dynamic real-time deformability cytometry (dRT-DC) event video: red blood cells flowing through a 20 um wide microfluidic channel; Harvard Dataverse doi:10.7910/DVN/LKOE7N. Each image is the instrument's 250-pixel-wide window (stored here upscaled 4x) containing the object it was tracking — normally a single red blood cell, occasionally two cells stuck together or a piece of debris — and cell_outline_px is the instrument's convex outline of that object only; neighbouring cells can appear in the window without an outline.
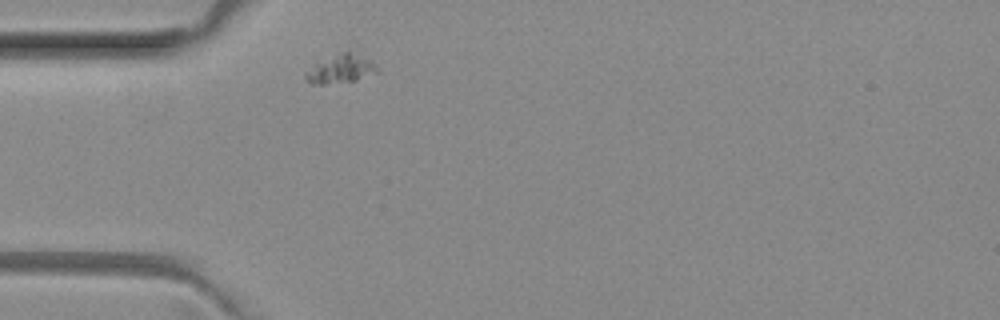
{"species": "common noctule bat (a hibernating species)", "species_latin": "Nyctalus noctula", "temperature_condition": "room temperature", "stored_images_in_passage": 1, "camera_frame_rate_fps": 3000, "um_per_image_px": 0.085, "animal": {"sex": "female", "body_mass_g": 29.2, "forearm_length_mm": 56.3}, "frame": {"image": 1, "passage_image": 1, "time_ms": 0.0, "image_size_px": [1000, 320], "cell_outline_px": [[380, 72], [356, 80], [324, 84], [312, 84], [304, 76], [304, 72], [312, 64], [348, 48], [372, 64]], "centroid_in_image_um": [28.89, 5.84], "position_along_channel_um": 56.1, "area_um2": 11.91}}